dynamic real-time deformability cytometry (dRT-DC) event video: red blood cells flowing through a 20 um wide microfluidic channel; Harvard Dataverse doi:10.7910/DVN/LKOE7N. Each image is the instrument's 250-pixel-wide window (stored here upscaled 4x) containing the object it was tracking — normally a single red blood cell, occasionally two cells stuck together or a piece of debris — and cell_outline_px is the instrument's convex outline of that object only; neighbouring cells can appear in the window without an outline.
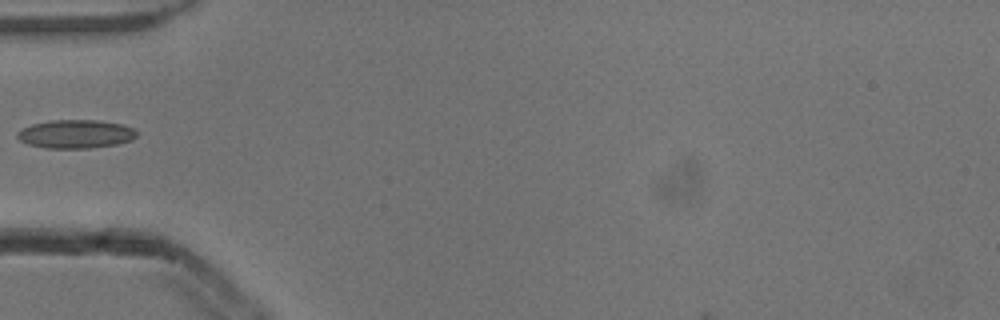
{"species": "common noctule bat (a hibernating species)", "species_latin": "Nyctalus noctula", "temperature_condition": "cold", "stored_images_in_passage": 4, "camera_frame_rate_fps": 3000, "um_per_image_px": 0.085, "animal": {"sex": "male", "body_mass_g": 13.3}, "frame": {"image": 1, "passage_image": 3, "time_ms": 0.667, "image_size_px": [1000, 320], "cell_outline_px": [[136, 136], [132, 140], [116, 144], [88, 148], [44, 148], [28, 144], [20, 140], [16, 136], [16, 132], [32, 124], [52, 120], [100, 120], [124, 124], [132, 128], [136, 132]], "centroid_in_image_um": [6.43, 11.38], "position_along_channel_um": 78.6, "area_um2": 19.83}}
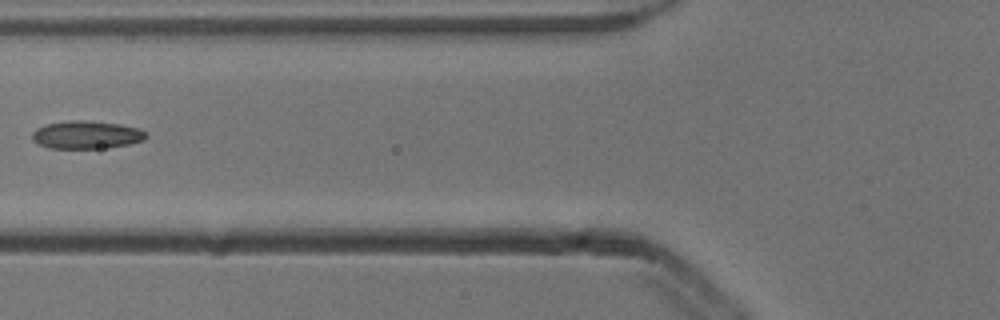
{"frame": {"image": 2, "passage_image": 4, "time_ms": 1.0, "image_size_px": [1000, 320], "cell_outline_px": [[148, 136], [144, 140], [128, 144], [100, 148], [48, 148], [36, 144], [32, 140], [32, 132], [36, 128], [48, 124], [68, 120], [92, 120], [120, 124], [140, 128], [148, 132]], "centroid_in_image_um": [7.35, 11.45], "position_along_channel_um": 118.4, "area_um2": 18.79}}